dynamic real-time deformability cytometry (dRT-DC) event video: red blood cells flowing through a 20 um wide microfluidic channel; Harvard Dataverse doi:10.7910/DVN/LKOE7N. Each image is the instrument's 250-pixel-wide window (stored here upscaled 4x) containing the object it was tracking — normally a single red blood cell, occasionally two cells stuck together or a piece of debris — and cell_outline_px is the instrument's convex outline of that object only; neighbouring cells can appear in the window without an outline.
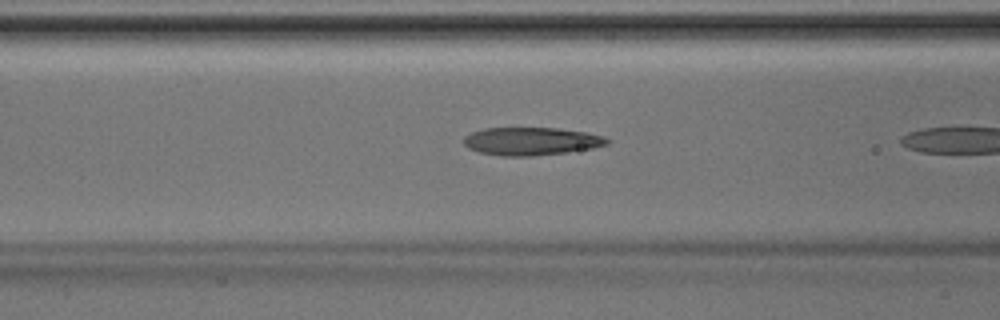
{"species": "Egyptian fruit bat (a non-hibernating species)", "species_latin": "Rousettus aegyptiacus", "temperature_condition": "room temperature", "stored_images_in_passage": 6, "camera_frame_rate_fps": 3000, "um_per_image_px": 0.085, "animal": {"sex": "male"}, "frame": {"image": 1, "passage_image": 5, "time_ms": 1.333, "image_size_px": [1000, 320], "cell_outline_px": [[608, 144], [592, 148], [564, 152], [532, 156], [500, 156], [480, 152], [468, 148], [464, 144], [464, 136], [472, 132], [484, 128], [556, 128], [584, 132], [604, 136], [608, 140]], "centroid_in_image_um": [45.11, 12.0], "position_along_channel_um": 121.5, "area_um2": 23.12}}